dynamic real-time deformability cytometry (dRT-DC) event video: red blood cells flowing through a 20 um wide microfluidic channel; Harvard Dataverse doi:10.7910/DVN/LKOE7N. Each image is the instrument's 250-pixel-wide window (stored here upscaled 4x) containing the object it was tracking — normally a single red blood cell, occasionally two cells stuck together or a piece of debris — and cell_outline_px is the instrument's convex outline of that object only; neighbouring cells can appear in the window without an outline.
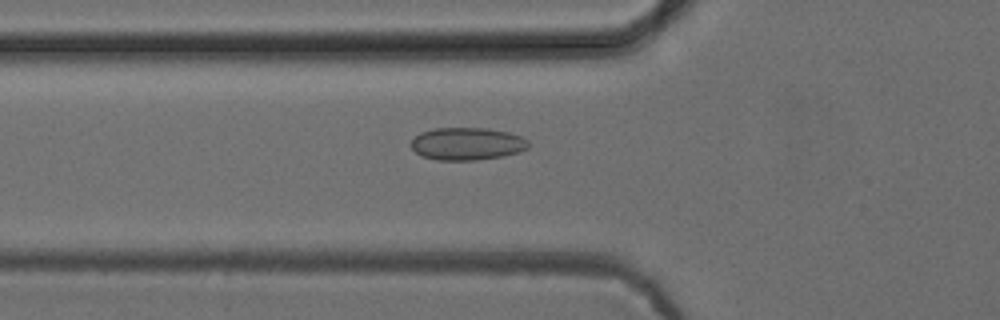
{"species": "common noctule bat (a hibernating species)", "species_latin": "Nyctalus noctula", "temperature_condition": "cold", "stored_images_in_passage": 38, "camera_frame_rate_fps": 3000, "um_per_image_px": 0.085, "animal": {"sex": "female", "body_mass_g": 24.6, "forearm_length_mm": 56.2}, "frame": {"image": 1, "passage_image": 4, "time_ms": 1.0, "image_size_px": [1000, 320], "cell_outline_px": [[528, 148], [520, 152], [504, 156], [476, 160], [436, 160], [424, 156], [416, 152], [412, 148], [412, 140], [420, 132], [436, 128], [488, 128], [508, 132], [520, 136], [528, 140]], "centroid_in_image_um": [39.73, 12.22], "position_along_channel_um": 86.1, "area_um2": 22.25}}
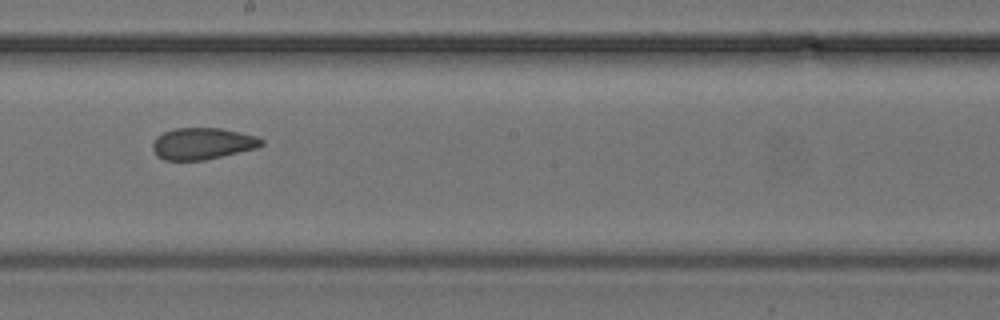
{"frame": {"image": 2, "passage_image": 15, "time_ms": 4.667, "image_size_px": [1000, 320], "cell_outline_px": [[264, 144], [256, 148], [204, 160], [164, 160], [156, 156], [152, 148], [152, 144], [156, 136], [164, 132], [176, 128], [220, 128], [240, 132], [256, 136], [264, 140]], "centroid_in_image_um": [17.19, 12.2], "position_along_channel_um": 231.0, "area_um2": 20.06}}
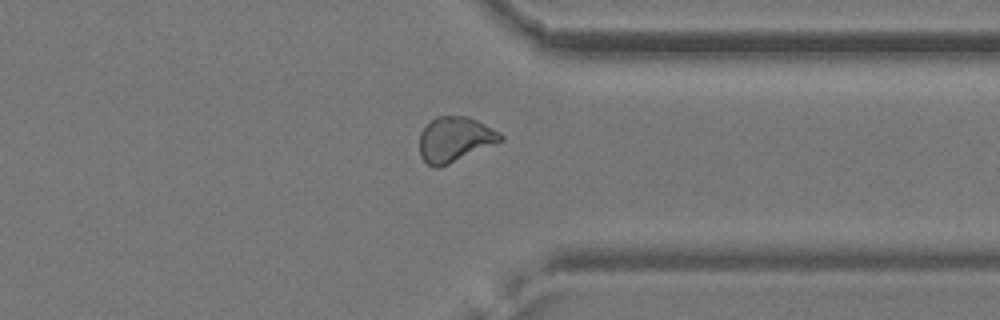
{"frame": {"image": 3, "passage_image": 26, "time_ms": 8.333, "image_size_px": [1000, 320], "cell_outline_px": [[504, 140], [440, 168], [432, 168], [420, 156], [420, 132], [436, 116], [468, 116], [500, 132], [504, 136]], "centroid_in_image_um": [38.66, 11.86], "position_along_channel_um": 372.7, "area_um2": 21.27}, "authors_computed_cell_mechanics": {"area_um2": 21.0103, "velocity_mm_per_s": 3.9306, "shape_relaxation_time_tau1_ms": null, "shape_relaxation_time_tau2_ms": 1.6304, "deformation_change_tau1": null, "deformation_change_tau2": 0.0587}}